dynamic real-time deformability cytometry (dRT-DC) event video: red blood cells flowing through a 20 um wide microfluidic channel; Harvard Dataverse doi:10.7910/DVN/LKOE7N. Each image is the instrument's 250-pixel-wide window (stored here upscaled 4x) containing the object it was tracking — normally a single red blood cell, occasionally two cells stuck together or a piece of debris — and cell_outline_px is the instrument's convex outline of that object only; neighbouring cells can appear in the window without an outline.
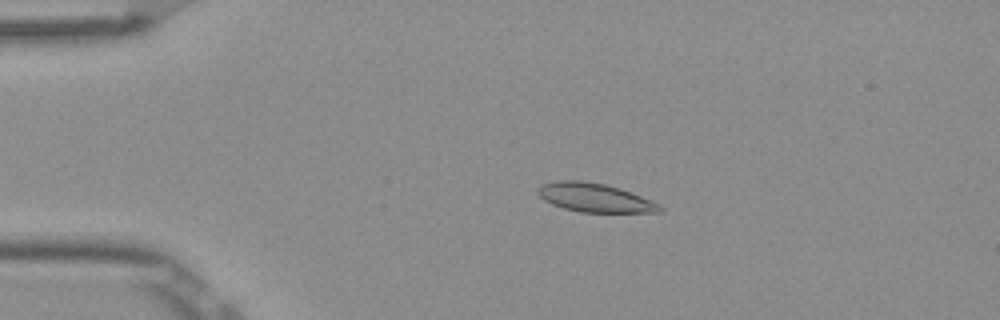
{"species": "Egyptian fruit bat (a non-hibernating species)", "species_latin": "Rousettus aegyptiacus", "temperature_condition": "room temperature", "stored_images_in_passage": 53, "camera_frame_rate_fps": 3000, "um_per_image_px": 0.085, "frame": {"image": 1, "passage_image": 12, "time_ms": 3.667, "image_size_px": [1000, 320], "cell_outline_px": [[664, 208], [660, 212], [580, 212], [564, 208], [552, 204], [544, 200], [536, 192], [540, 184], [556, 180], [580, 180], [604, 184], [620, 188], [660, 204]], "centroid_in_image_um": [50.52, 16.79], "position_along_channel_um": 34.5, "area_um2": 20.4}}
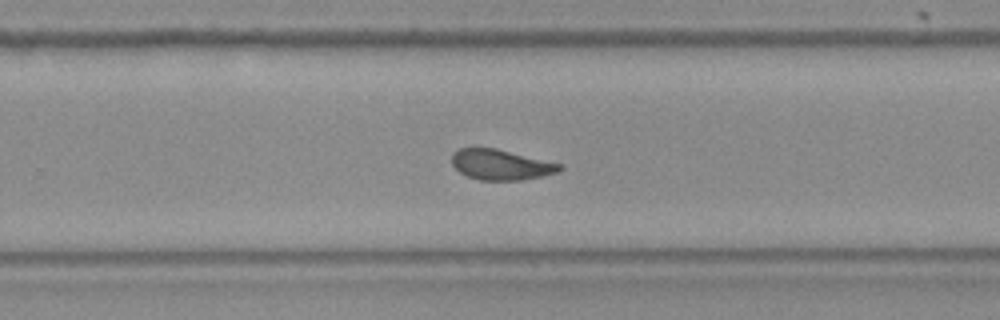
{"frame": {"image": 2, "passage_image": 35, "time_ms": 11.333, "image_size_px": [1000, 320], "cell_outline_px": [[564, 168], [556, 172], [544, 176], [520, 180], [480, 180], [468, 176], [460, 172], [452, 164], [452, 152], [460, 148], [496, 148], [560, 164]], "centroid_in_image_um": [42.55, 14.0], "position_along_channel_um": 287.2, "area_um2": 18.9}}
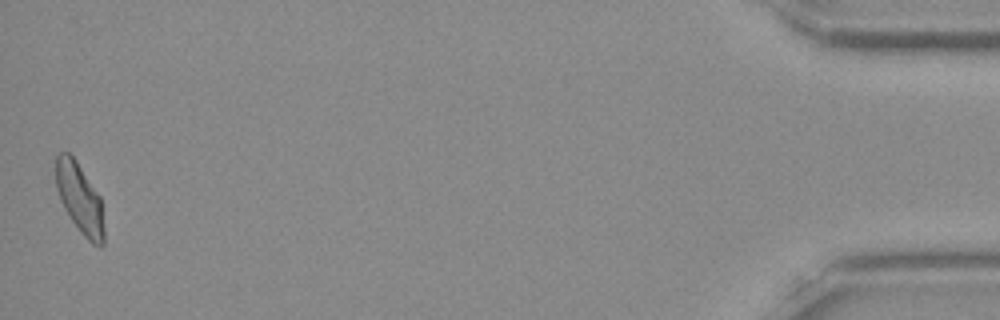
{"frame": {"image": 3, "passage_image": 53, "time_ms": 17.333, "image_size_px": [1000, 320], "cell_outline_px": [[104, 244], [100, 248], [92, 244], [80, 232], [64, 208], [60, 200], [56, 188], [56, 156], [60, 152], [68, 152], [76, 160], [100, 196], [104, 228]], "centroid_in_image_um": [6.78, 16.89], "position_along_channel_um": 428.4, "area_um2": 19.65}, "authors_computed_cell_mechanics": {"area_um2": 19.8832, "velocity_mm_per_s": 3.8734, "shape_relaxation_time_tau1_ms": 6.229, "shape_relaxation_time_tau2_ms": 1.3609, "deformation_change_tau1": 0.1433, "deformation_change_tau2": 0.0762}}